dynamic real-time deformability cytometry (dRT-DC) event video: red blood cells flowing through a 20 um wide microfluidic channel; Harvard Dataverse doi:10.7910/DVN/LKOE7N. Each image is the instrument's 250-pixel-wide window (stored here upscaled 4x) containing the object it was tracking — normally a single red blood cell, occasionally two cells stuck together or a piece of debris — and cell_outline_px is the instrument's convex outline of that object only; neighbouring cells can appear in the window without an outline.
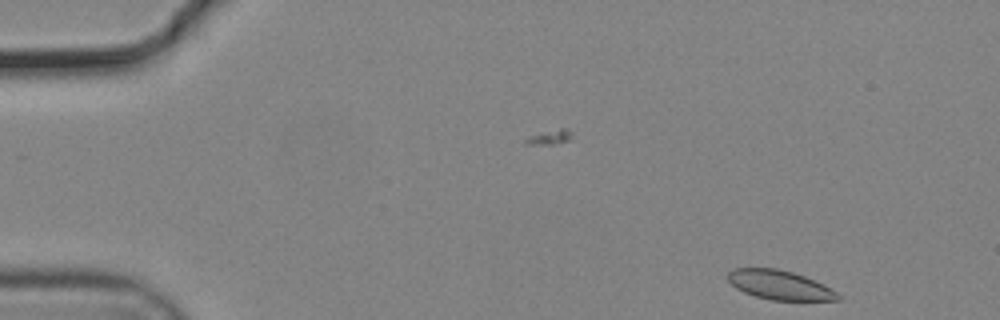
{"species": "common noctule bat (a hibernating species)", "species_latin": "Nyctalus noctula", "temperature_condition": "cold", "stored_images_in_passage": 2, "camera_frame_rate_fps": 3000, "um_per_image_px": 0.085, "animal": {"sex": "male", "body_mass_g": 19.2, "forearm_length_mm": 51.8}, "frame": {"image": 1, "passage_image": 2, "time_ms": 0.333, "image_size_px": [1000, 320], "cell_outline_px": [[840, 300], [772, 300], [756, 296], [744, 292], [736, 288], [728, 280], [728, 272], [732, 268], [776, 268], [792, 272], [804, 276], [836, 292], [840, 296]], "centroid_in_image_um": [66.22, 24.22], "position_along_channel_um": 18.8, "area_um2": 18.38}}